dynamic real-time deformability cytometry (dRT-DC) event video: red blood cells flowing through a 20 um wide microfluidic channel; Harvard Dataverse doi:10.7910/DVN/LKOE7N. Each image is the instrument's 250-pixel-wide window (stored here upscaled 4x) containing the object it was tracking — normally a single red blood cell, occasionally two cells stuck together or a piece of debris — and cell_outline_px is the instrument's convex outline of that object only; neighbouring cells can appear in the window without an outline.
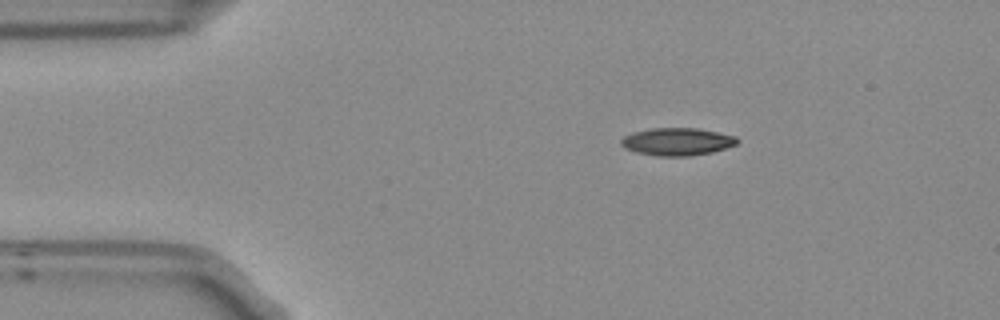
{"species": "Egyptian fruit bat (a non-hibernating species)", "species_latin": "Rousettus aegyptiacus", "temperature_condition": "room temperature", "stored_images_in_passage": 5, "camera_frame_rate_fps": 3000, "um_per_image_px": 0.085, "frame": {"image": 1, "passage_image": 1, "time_ms": 0.0, "image_size_px": [1000, 320], "cell_outline_px": [[740, 140], [736, 144], [712, 152], [688, 156], [660, 156], [636, 152], [624, 148], [620, 144], [620, 140], [624, 136], [632, 132], [652, 128], [700, 128], [736, 136]], "centroid_in_image_um": [57.55, 12.03], "position_along_channel_um": 27.5, "area_um2": 18.73}}
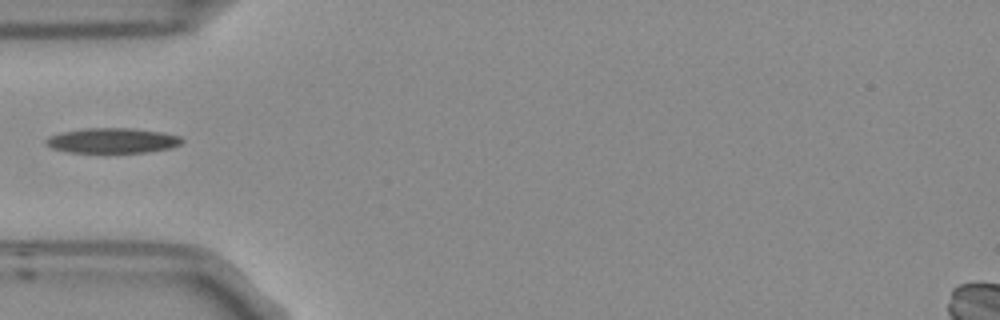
{"frame": {"image": 2, "passage_image": 3, "time_ms": 0.667, "image_size_px": [1000, 320], "cell_outline_px": [[184, 140], [180, 144], [172, 148], [148, 152], [68, 152], [52, 148], [44, 144], [44, 140], [48, 136], [64, 132], [88, 128], [132, 128], [160, 132], [180, 136]], "centroid_in_image_um": [9.56, 11.95], "position_along_channel_um": 75.4, "area_um2": 19.83}}
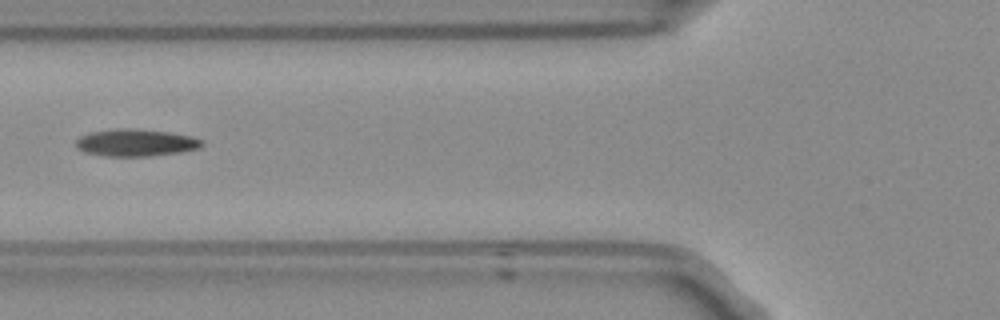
{"frame": {"image": 3, "passage_image": 4, "time_ms": 1.0, "image_size_px": [1000, 320], "cell_outline_px": [[204, 144], [200, 148], [180, 152], [148, 156], [108, 156], [84, 152], [76, 148], [76, 140], [80, 136], [88, 132], [116, 128], [132, 128], [168, 132], [192, 136], [204, 140]], "centroid_in_image_um": [11.54, 12.12], "position_along_channel_um": 114.3, "area_um2": 20.11}}